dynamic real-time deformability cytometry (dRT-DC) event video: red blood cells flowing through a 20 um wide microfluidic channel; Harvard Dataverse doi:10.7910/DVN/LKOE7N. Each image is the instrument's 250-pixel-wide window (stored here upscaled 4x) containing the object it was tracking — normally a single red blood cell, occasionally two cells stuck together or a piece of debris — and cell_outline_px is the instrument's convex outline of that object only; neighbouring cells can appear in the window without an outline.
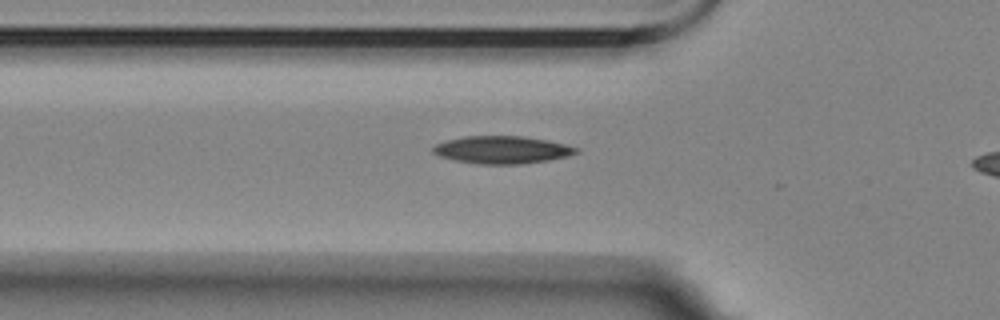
{"species": "Egyptian fruit bat (a non-hibernating species)", "species_latin": "Rousettus aegyptiacus", "temperature_condition": "room temperature", "stored_images_in_passage": 6, "camera_frame_rate_fps": 3000, "um_per_image_px": 0.085, "animal": {"sex": "female"}, "frame": {"image": 1, "passage_image": 6, "time_ms": 5.667, "image_size_px": [1000, 320], "cell_outline_px": [[580, 152], [568, 156], [548, 160], [520, 164], [480, 164], [456, 160], [440, 156], [432, 152], [432, 148], [436, 144], [448, 140], [464, 136], [524, 136], [564, 144], [580, 148]], "centroid_in_image_um": [42.7, 12.73], "position_along_channel_um": 83.1, "area_um2": 22.83}}